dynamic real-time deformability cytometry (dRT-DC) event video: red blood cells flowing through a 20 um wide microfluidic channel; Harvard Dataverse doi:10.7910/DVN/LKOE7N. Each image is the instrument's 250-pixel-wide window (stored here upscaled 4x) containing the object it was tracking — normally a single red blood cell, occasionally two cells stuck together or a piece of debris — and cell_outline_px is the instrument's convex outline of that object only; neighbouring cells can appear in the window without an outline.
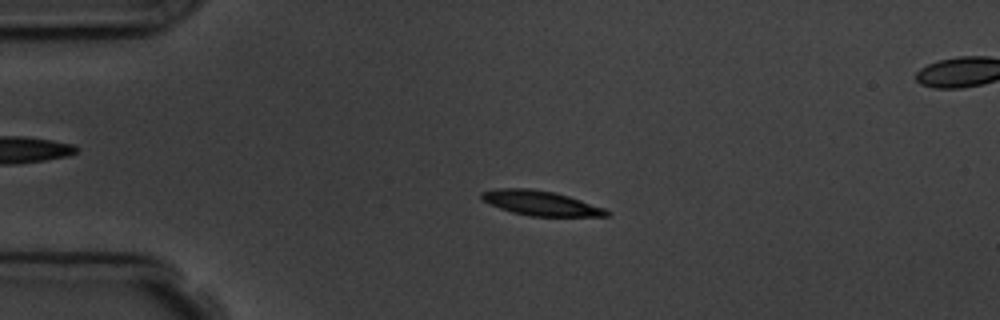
{"species": "common noctule bat (a hibernating species)", "species_latin": "Nyctalus noctula", "temperature_condition": "room temperature", "stored_images_in_passage": 5, "segment_of_instrument_passage": [1, 2], "camera_frame_rate_fps": 3000, "um_per_image_px": 0.085, "animal": {"sex": "male", "body_mass_g": 19.5, "forearm_length_mm": 54.6}, "frame": {"image": 1, "passage_image": 4, "time_ms": 4.0, "image_size_px": [1000, 320], "cell_outline_px": [[612, 212], [608, 216], [528, 216], [512, 212], [500, 208], [484, 200], [480, 196], [480, 192], [496, 188], [532, 188], [552, 192], [568, 196], [604, 208]], "centroid_in_image_um": [45.95, 17.26], "position_along_channel_um": 39.0, "area_um2": 17.86}}